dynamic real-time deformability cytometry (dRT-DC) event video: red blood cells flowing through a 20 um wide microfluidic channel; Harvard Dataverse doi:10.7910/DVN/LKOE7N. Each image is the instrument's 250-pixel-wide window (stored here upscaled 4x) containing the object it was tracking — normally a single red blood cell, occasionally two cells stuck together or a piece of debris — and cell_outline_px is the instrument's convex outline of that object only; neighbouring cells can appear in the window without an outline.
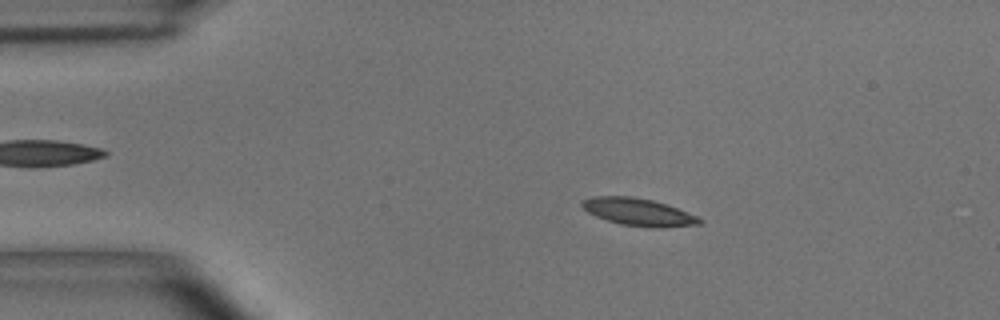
{"species": "common noctule bat (a hibernating species)", "species_latin": "Nyctalus noctula", "temperature_condition": "room temperature", "stored_images_in_passage": 55, "camera_frame_rate_fps": 3000, "um_per_image_px": 0.085, "animal": {"sex": "male", "body_mass_g": 15.6}, "frame": {"image": 1, "passage_image": 10, "time_ms": 3.0, "image_size_px": [1000, 320], "cell_outline_px": [[704, 220], [700, 224], [660, 228], [620, 224], [596, 216], [588, 212], [580, 204], [580, 200], [592, 196], [632, 196], [652, 200], [676, 208], [696, 216]], "centroid_in_image_um": [54.23, 18.01], "position_along_channel_um": 30.8, "area_um2": 18.55}}
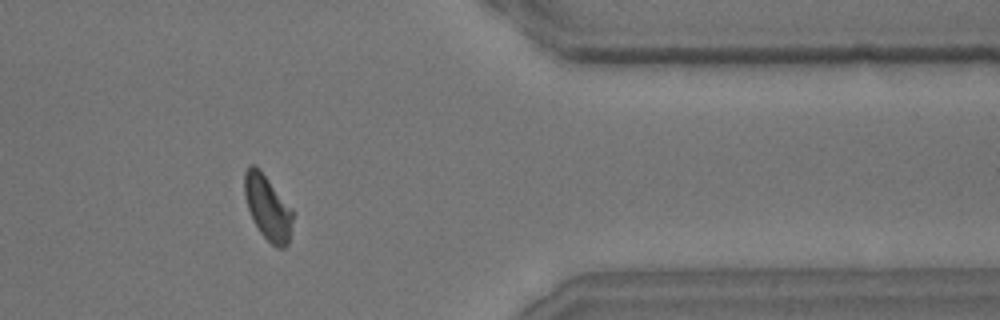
{"frame": {"image": 2, "passage_image": 45, "time_ms": 14.667, "image_size_px": [1000, 320], "cell_outline_px": [[292, 220], [288, 244], [284, 248], [276, 248], [260, 232], [248, 208], [244, 192], [244, 172], [248, 164], [256, 164], [260, 168], [292, 208]], "centroid_in_image_um": [22.74, 17.59], "position_along_channel_um": 388.7, "area_um2": 18.15}}
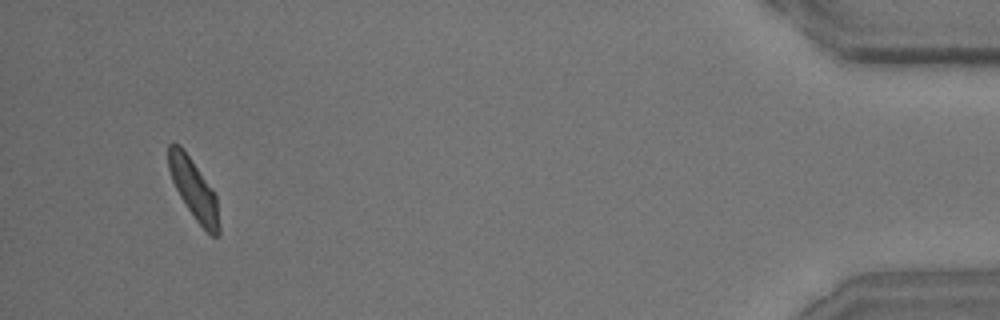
{"frame": {"image": 3, "passage_image": 52, "time_ms": 17.0, "image_size_px": [1000, 320], "cell_outline_px": [[220, 236], [212, 236], [196, 220], [180, 196], [172, 180], [168, 168], [168, 144], [172, 140], [180, 144], [216, 196], [220, 228]], "centroid_in_image_um": [16.45, 16.06], "position_along_channel_um": 418.8, "area_um2": 17.28}, "authors_computed_cell_mechanics": {"area_um2": 18.1492, "velocity_mm_per_s": 3.6415, "shape_relaxation_time_tau1_ms": 3.9464, "shape_relaxation_time_tau2_ms": 4.6547, "deformation_change_tau1": 0.124, "deformation_change_tau2": 0.1016}}